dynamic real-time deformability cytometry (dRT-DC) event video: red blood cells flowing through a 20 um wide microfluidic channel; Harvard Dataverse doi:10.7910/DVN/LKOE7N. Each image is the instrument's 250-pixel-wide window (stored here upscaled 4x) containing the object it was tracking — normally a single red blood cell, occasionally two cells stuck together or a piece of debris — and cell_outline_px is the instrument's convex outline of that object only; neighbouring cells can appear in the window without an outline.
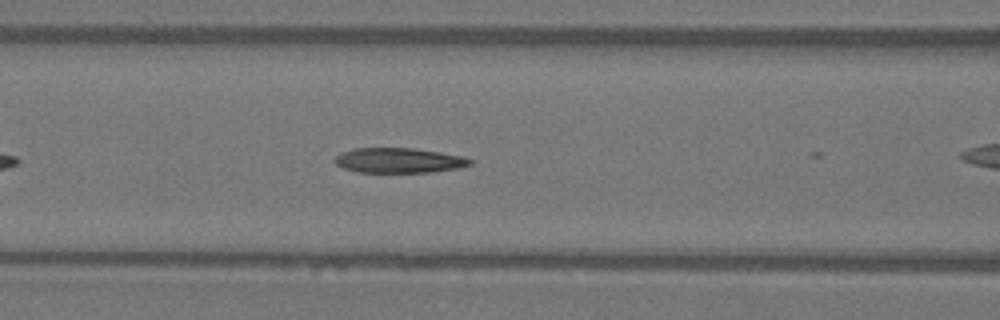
{"species": "Egyptian fruit bat (a non-hibernating species)", "species_latin": "Rousettus aegyptiacus", "temperature_condition": "warm", "stored_images_in_passage": 12, "camera_frame_rate_fps": 3000, "um_per_image_px": 0.085, "animal": {"sex": "female"}, "frame": {"image": 1, "passage_image": 10, "time_ms": 3.0, "image_size_px": [1000, 320], "cell_outline_px": [[472, 164], [456, 168], [432, 172], [356, 172], [344, 168], [336, 164], [332, 160], [340, 152], [352, 148], [412, 148], [440, 152], [464, 156], [472, 160]], "centroid_in_image_um": [33.86, 13.63], "position_along_channel_um": 132.7, "area_um2": 19.77}}